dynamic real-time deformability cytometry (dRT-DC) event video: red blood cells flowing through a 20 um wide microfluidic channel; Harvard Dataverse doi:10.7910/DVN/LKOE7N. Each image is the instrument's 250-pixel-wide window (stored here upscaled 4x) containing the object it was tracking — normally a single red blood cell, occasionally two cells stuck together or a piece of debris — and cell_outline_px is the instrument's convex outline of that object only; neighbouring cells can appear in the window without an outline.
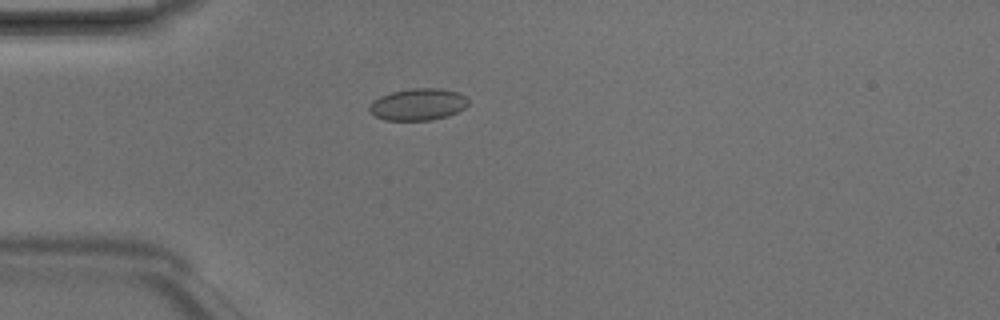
{"species": "Egyptian fruit bat (a non-hibernating species)", "species_latin": "Rousettus aegyptiacus", "temperature_condition": "room temperature", "stored_images_in_passage": 1, "camera_frame_rate_fps": 3000, "um_per_image_px": 0.085, "animal": {"sex": "male"}, "frame": {"image": 1, "passage_image": 1, "time_ms": 0.0, "image_size_px": [1000, 320], "cell_outline_px": [[468, 104], [464, 108], [448, 116], [432, 120], [384, 120], [368, 112], [368, 108], [372, 100], [380, 96], [392, 92], [412, 88], [440, 88], [460, 92], [468, 100]], "centroid_in_image_um": [35.51, 8.87], "position_along_channel_um": 49.5, "area_um2": 18.5}}